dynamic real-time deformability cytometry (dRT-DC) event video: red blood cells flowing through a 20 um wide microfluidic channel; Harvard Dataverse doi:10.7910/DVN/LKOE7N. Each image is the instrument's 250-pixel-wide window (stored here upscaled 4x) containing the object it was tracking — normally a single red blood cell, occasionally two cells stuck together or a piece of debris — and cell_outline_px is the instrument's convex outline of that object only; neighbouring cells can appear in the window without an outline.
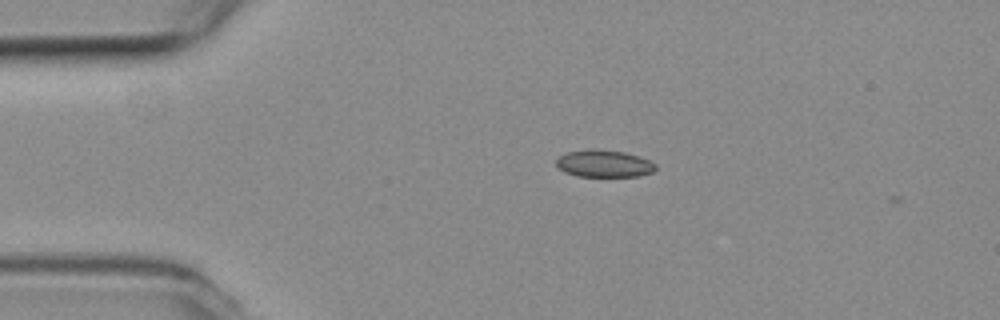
{"species": "common noctule bat (a hibernating species)", "species_latin": "Nyctalus noctula", "temperature_condition": "room temperature", "stored_images_in_passage": 3, "camera_frame_rate_fps": 3000, "um_per_image_px": 0.085, "animal": {"sex": "female", "body_mass_g": 19.3, "forearm_length_mm": 54.1}, "frame": {"image": 1, "passage_image": 1, "time_ms": 0.0, "image_size_px": [1000, 320], "cell_outline_px": [[656, 168], [652, 172], [636, 176], [576, 176], [564, 172], [556, 164], [556, 160], [560, 156], [568, 152], [592, 148], [624, 152], [640, 156], [656, 164]], "centroid_in_image_um": [51.34, 13.9], "position_along_channel_um": 33.7, "area_um2": 15.66}}